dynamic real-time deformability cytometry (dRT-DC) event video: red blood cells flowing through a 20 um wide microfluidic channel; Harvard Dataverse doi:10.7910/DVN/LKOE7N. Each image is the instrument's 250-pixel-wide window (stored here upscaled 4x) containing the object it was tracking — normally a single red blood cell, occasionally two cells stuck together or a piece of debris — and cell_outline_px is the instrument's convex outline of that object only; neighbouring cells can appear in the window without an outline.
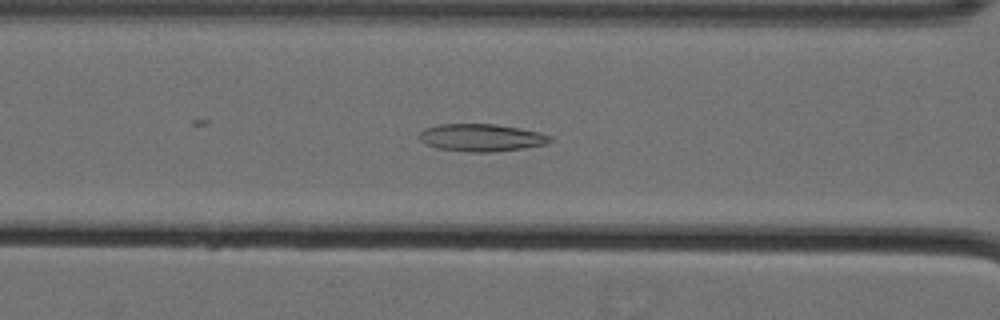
{"species": "Egyptian fruit bat (a non-hibernating species)", "species_latin": "Rousettus aegyptiacus", "temperature_condition": "cold", "stored_images_in_passage": 53, "camera_frame_rate_fps": 3000, "um_per_image_px": 0.085, "animal": {"sex": "female"}, "frame": {"image": 1, "passage_image": 27, "time_ms": 8.667, "image_size_px": [1000, 320], "cell_outline_px": [[552, 140], [548, 144], [524, 148], [496, 152], [468, 152], [436, 148], [424, 144], [420, 140], [420, 132], [424, 128], [440, 124], [496, 124], [520, 128], [540, 132], [552, 136]], "centroid_in_image_um": [40.93, 11.7], "position_along_channel_um": 125.7, "area_um2": 21.21}}
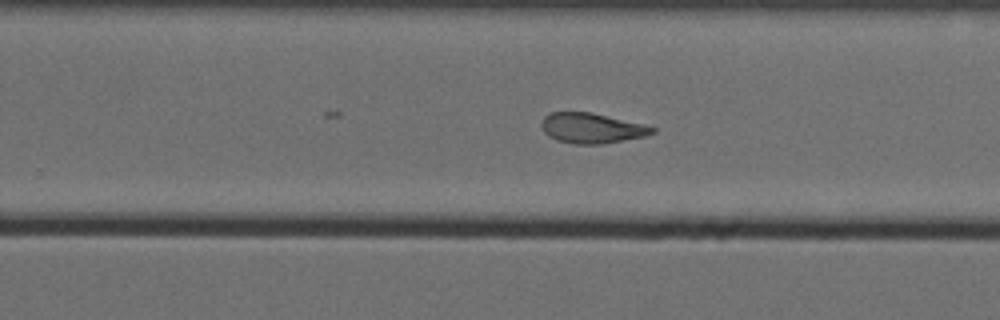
{"frame": {"image": 2, "passage_image": 40, "time_ms": 13.0, "image_size_px": [1000, 320], "cell_outline_px": [[656, 132], [648, 136], [600, 144], [572, 144], [556, 140], [548, 136], [544, 132], [540, 124], [540, 120], [548, 112], [592, 112], [644, 124], [656, 128]], "centroid_in_image_um": [50.28, 10.89], "position_along_channel_um": 279.5, "area_um2": 19.83}}
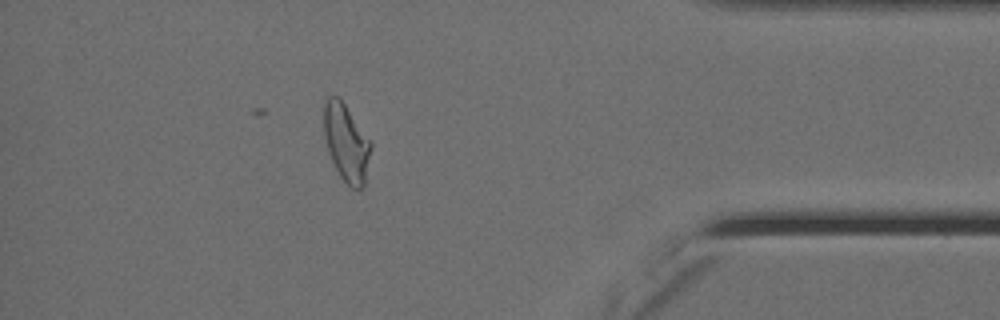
{"frame": {"image": 3, "passage_image": 53, "time_ms": 17.333, "image_size_px": [1000, 320], "cell_outline_px": [[372, 148], [364, 188], [352, 188], [340, 176], [328, 152], [324, 136], [324, 100], [328, 96], [336, 96], [344, 104], [372, 144]], "centroid_in_image_um": [29.43, 12.16], "position_along_channel_um": 405.8, "area_um2": 20.92}, "authors_computed_cell_mechanics": {"area_um2": 21.2704, "velocity_mm_per_s": 3.5624, "shape_relaxation_time_tau1_ms": 10.1069, "shape_relaxation_time_tau2_ms": 2.4418, "deformation_change_tau1": 0.2491, "deformation_change_tau2": 0.1047}}